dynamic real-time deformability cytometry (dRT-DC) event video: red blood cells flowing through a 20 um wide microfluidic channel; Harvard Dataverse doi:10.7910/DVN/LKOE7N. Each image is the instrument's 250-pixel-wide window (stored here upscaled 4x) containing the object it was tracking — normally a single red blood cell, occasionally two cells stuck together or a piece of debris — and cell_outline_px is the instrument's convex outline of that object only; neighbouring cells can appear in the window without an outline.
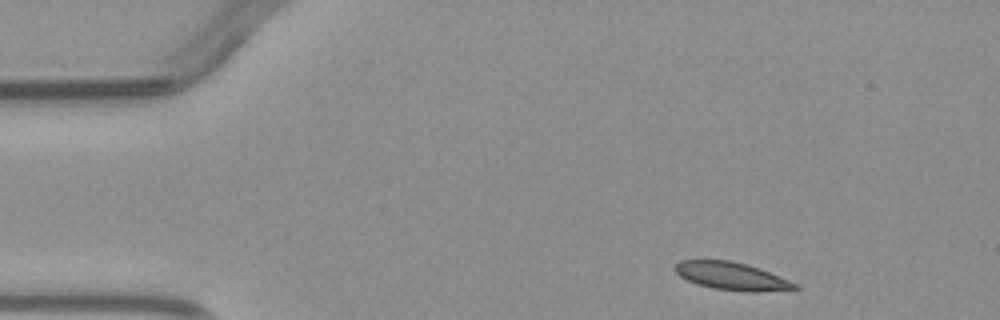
{"species": "common noctule bat (a hibernating species)", "species_latin": "Nyctalus noctula", "temperature_condition": "warm", "stored_images_in_passage": 3, "camera_frame_rate_fps": 3000, "um_per_image_px": 0.085, "animal": {"sex": "male", "body_mass_g": 23.1, "forearm_length_mm": 52.7}, "frame": {"image": 1, "passage_image": 1, "time_ms": 0.0, "image_size_px": [1000, 320], "cell_outline_px": [[800, 288], [756, 292], [752, 292], [712, 288], [688, 280], [680, 276], [676, 272], [676, 264], [680, 260], [728, 260], [760, 268], [800, 284]], "centroid_in_image_um": [62.25, 23.47], "position_along_channel_um": 22.8, "area_um2": 19.13}}
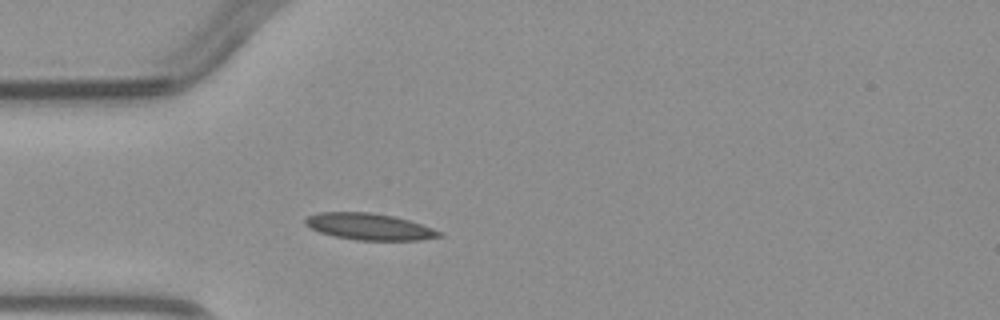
{"frame": {"image": 2, "passage_image": 3, "time_ms": 2.333, "image_size_px": [1000, 320], "cell_outline_px": [[444, 236], [420, 240], [356, 240], [332, 236], [320, 232], [304, 224], [304, 220], [308, 216], [320, 212], [368, 212], [392, 216], [408, 220], [432, 228], [440, 232]], "centroid_in_image_um": [31.36, 19.27], "position_along_channel_um": 53.6, "area_um2": 20.58}}